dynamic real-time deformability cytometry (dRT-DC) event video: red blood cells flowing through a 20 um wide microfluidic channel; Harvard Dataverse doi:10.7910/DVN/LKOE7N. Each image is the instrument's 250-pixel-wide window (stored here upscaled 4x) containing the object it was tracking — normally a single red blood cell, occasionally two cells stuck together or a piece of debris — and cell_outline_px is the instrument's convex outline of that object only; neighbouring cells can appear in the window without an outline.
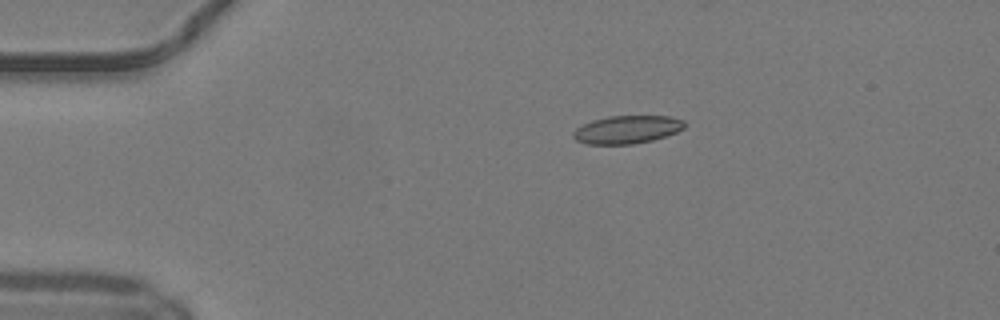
{"species": "common noctule bat (a hibernating species)", "species_latin": "Nyctalus noctula", "temperature_condition": "warm", "stored_images_in_passage": 31, "camera_frame_rate_fps": 3000, "um_per_image_px": 0.085, "animal": {"sex": "male", "body_mass_g": 19.2, "forearm_length_mm": 51.8}, "frame": {"image": 1, "passage_image": 1, "time_ms": 0.0, "image_size_px": [1000, 320], "cell_outline_px": [[684, 128], [676, 132], [652, 140], [632, 144], [588, 144], [576, 140], [572, 136], [572, 132], [576, 128], [592, 120], [608, 116], [668, 116], [684, 120]], "centroid_in_image_um": [53.27, 11.01], "position_along_channel_um": 31.7, "area_um2": 18.03}}
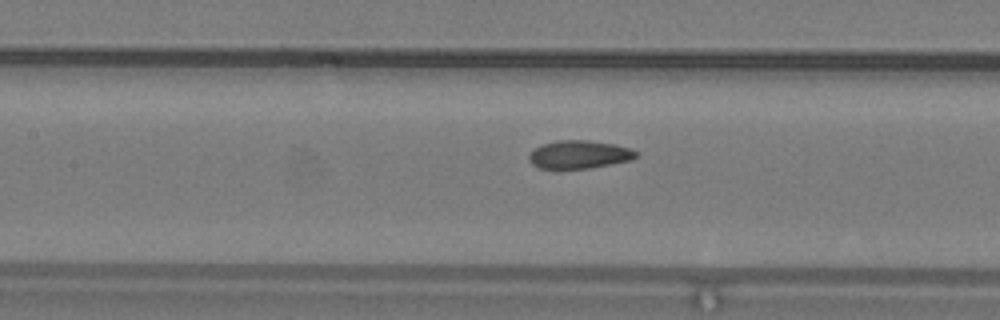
{"frame": {"image": 2, "passage_image": 14, "time_ms": 4.333, "image_size_px": [1000, 320], "cell_outline_px": [[636, 156], [632, 160], [612, 164], [588, 168], [560, 172], [556, 172], [540, 168], [532, 164], [528, 160], [528, 156], [536, 148], [544, 144], [556, 140], [588, 140], [616, 144], [628, 148], [636, 152]], "centroid_in_image_um": [49.17, 13.18], "position_along_channel_um": 158.2, "area_um2": 18.09}}
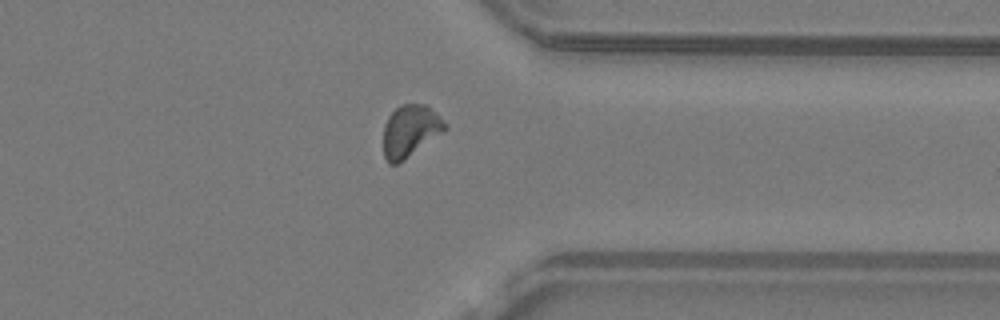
{"frame": {"image": 3, "passage_image": 30, "time_ms": 9.667, "image_size_px": [1000, 320], "cell_outline_px": [[448, 128], [444, 132], [404, 160], [396, 164], [388, 164], [384, 156], [384, 124], [388, 116], [400, 104], [428, 104]], "centroid_in_image_um": [34.86, 11.13], "position_along_channel_um": 376.5, "area_um2": 18.61}}